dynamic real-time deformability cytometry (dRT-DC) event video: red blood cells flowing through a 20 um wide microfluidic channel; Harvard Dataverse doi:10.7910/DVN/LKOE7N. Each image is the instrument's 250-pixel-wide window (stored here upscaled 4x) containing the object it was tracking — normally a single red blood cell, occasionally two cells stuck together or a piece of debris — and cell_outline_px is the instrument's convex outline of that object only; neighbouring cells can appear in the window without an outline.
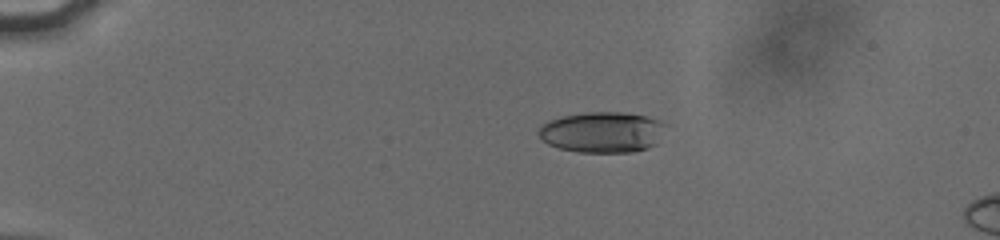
{"species": "human", "species_latin": "Homo sapiens", "temperature_condition": "cold", "stored_images_in_passage": 23, "camera_frame_rate_fps": 3000, "um_per_image_px": 0.085, "donor": {"sex": "male"}, "frame": {"image": 1, "passage_image": 1, "time_ms": 0.0, "image_size_px": [1000, 240], "cell_outline_px": [[664, 124], [656, 144], [648, 148], [632, 152], [580, 152], [560, 148], [548, 144], [536, 132], [544, 124], [552, 120], [564, 116], [584, 112], [624, 112], [644, 116], [660, 120]], "centroid_in_image_um": [51.19, 11.23], "position_along_channel_um": 33.8, "area_um2": 29.77}}
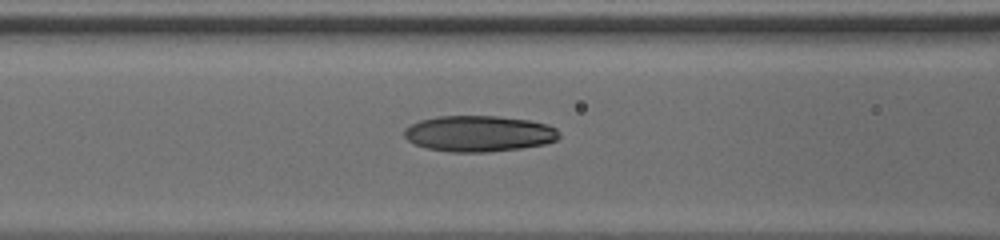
{"frame": {"image": 2, "passage_image": 14, "time_ms": 4.333, "image_size_px": [1000, 240], "cell_outline_px": [[560, 136], [556, 140], [544, 144], [520, 148], [488, 152], [448, 152], [428, 148], [416, 144], [408, 140], [404, 136], [404, 128], [420, 120], [436, 116], [496, 116], [528, 120], [548, 124], [556, 128], [560, 132]], "centroid_in_image_um": [40.71, 11.35], "position_along_channel_um": 125.9, "area_um2": 32.54}}
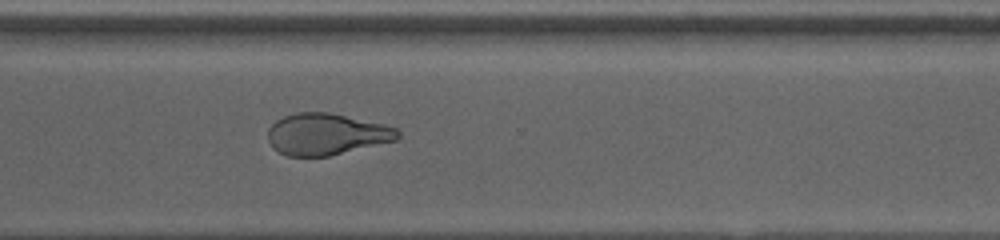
{"frame": {"image": 3, "passage_image": 23, "time_ms": 10.0, "image_size_px": [1000, 240], "cell_outline_px": [[400, 136], [396, 140], [328, 156], [288, 156], [272, 148], [268, 140], [268, 128], [276, 120], [284, 116], [296, 112], [328, 112], [384, 124], [400, 128]], "centroid_in_image_um": [27.74, 11.4], "position_along_channel_um": 342.9, "area_um2": 31.44}}